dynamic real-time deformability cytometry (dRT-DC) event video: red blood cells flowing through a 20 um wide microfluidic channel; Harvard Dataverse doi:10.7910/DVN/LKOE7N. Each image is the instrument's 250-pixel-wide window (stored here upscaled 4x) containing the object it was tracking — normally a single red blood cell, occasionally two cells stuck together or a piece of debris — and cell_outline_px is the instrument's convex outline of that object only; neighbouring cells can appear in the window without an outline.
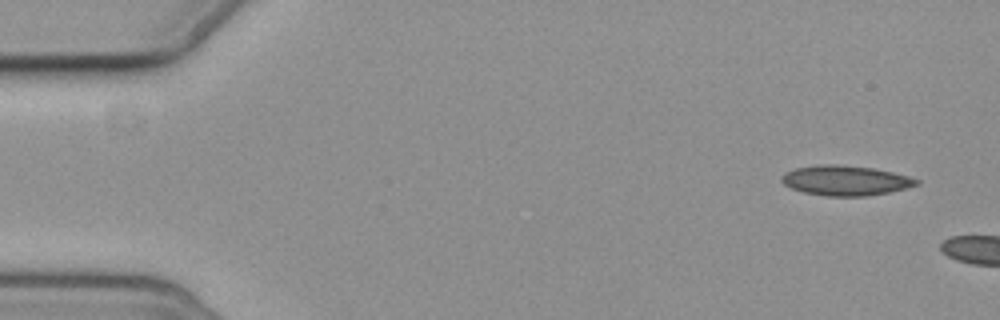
{"species": "common noctule bat (a hibernating species)", "species_latin": "Nyctalus noctula", "temperature_condition": "cold", "stored_images_in_passage": 3, "camera_frame_rate_fps": 3000, "um_per_image_px": 0.085, "animal": {"sex": "female", "body_mass_g": 19.3, "forearm_length_mm": 54.1}, "frame": {"image": 1, "passage_image": 1, "time_ms": 0.0, "image_size_px": [1000, 320], "cell_outline_px": [[920, 184], [888, 192], [868, 196], [828, 196], [804, 192], [792, 188], [784, 184], [780, 180], [780, 176], [784, 172], [796, 168], [820, 164], [836, 164], [872, 168], [892, 172], [908, 176], [920, 180]], "centroid_in_image_um": [71.84, 15.34], "position_along_channel_um": 13.2, "area_um2": 23.47}}